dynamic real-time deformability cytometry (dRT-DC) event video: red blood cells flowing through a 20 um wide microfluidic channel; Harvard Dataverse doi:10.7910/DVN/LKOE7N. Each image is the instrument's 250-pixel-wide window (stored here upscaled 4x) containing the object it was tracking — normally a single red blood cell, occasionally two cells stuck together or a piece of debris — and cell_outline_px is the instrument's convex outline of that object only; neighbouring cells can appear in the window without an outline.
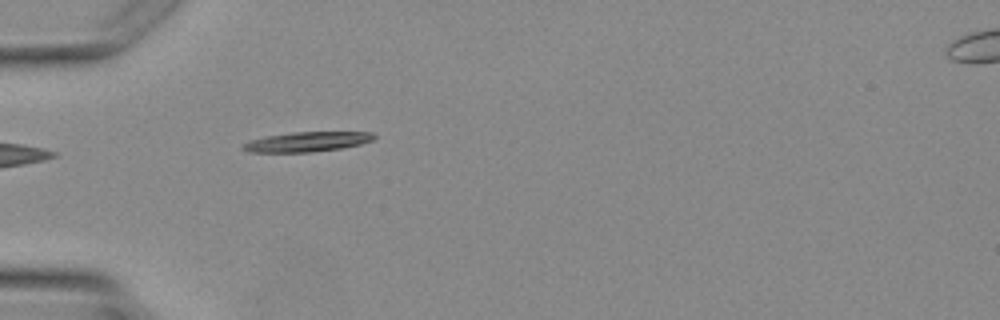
{"species": "Egyptian fruit bat (a non-hibernating species)", "species_latin": "Rousettus aegyptiacus", "temperature_condition": "warm", "stored_images_in_passage": 2, "camera_frame_rate_fps": 3000, "um_per_image_px": 0.085, "animal": {"sex": "female"}, "frame": {"image": 1, "passage_image": 2, "time_ms": 1.333, "image_size_px": [1000, 320], "cell_outline_px": [[376, 136], [372, 140], [360, 144], [340, 148], [312, 152], [248, 152], [240, 148], [244, 144], [252, 140], [264, 136], [292, 132], [372, 132]], "centroid_in_image_um": [26.08, 12.05], "position_along_channel_um": 58.9, "area_um2": 15.03}}